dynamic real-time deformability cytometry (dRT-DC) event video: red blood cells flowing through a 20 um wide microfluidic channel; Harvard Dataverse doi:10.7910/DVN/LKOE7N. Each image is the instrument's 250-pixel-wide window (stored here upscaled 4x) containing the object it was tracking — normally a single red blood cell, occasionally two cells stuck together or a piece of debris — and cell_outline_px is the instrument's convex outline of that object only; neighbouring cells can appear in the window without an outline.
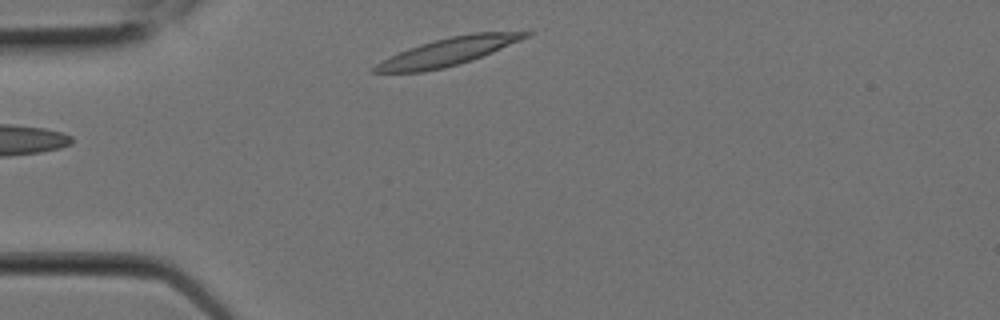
{"species": "Egyptian fruit bat (a non-hibernating species)", "species_latin": "Rousettus aegyptiacus", "temperature_condition": "room temperature", "stored_images_in_passage": 6, "segment_of_instrument_passage": [2, 2], "camera_frame_rate_fps": 3000, "um_per_image_px": 0.085, "animal": {"sex": "female"}, "frame": {"image": 1, "passage_image": 6, "time_ms": 1.667, "image_size_px": [1000, 320], "cell_outline_px": [[532, 36], [472, 60], [444, 68], [420, 72], [372, 72], [372, 68], [376, 64], [408, 48], [420, 44], [452, 36], [472, 32], [532, 32]], "centroid_in_image_um": [38.13, 4.39], "position_along_channel_um": 46.9, "area_um2": 23.99}}